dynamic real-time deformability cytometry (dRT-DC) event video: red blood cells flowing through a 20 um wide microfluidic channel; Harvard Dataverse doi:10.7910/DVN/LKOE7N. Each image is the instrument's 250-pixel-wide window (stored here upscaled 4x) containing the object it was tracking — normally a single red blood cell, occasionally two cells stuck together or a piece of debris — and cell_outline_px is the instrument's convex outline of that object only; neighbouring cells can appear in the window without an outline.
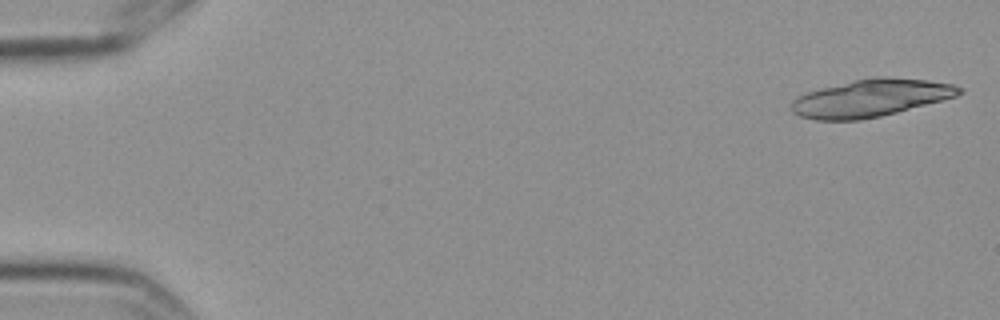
{"species": "Egyptian fruit bat (a non-hibernating species)", "species_latin": "Rousettus aegyptiacus", "temperature_condition": "cold", "stored_images_in_passage": 6, "camera_frame_rate_fps": 3000, "um_per_image_px": 0.085, "frame": {"image": 1, "passage_image": 1, "time_ms": 0.0, "image_size_px": [1000, 320], "cell_outline_px": [[964, 92], [956, 96], [896, 112], [880, 116], [860, 120], [816, 120], [800, 116], [792, 112], [792, 100], [808, 92], [820, 88], [872, 76], [884, 76], [928, 80], [952, 84], [964, 88]], "centroid_in_image_um": [74.03, 8.32], "position_along_channel_um": 11.0, "area_um2": 36.36}}
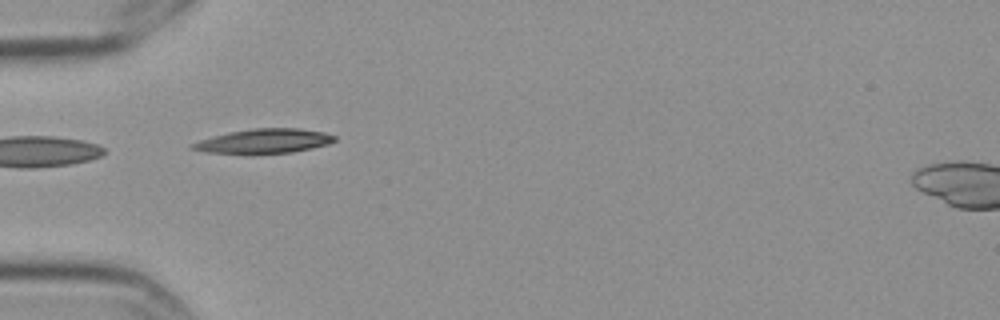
{"frame": {"image": 2, "passage_image": 6, "time_ms": 1.667, "image_size_px": [1000, 320], "cell_outline_px": [[336, 140], [328, 144], [312, 148], [292, 152], [252, 156], [208, 152], [188, 148], [188, 144], [212, 136], [228, 132], [252, 128], [300, 128], [324, 132], [336, 136]], "centroid_in_image_um": [22.38, 12.02], "position_along_channel_um": 62.6, "area_um2": 21.04}}